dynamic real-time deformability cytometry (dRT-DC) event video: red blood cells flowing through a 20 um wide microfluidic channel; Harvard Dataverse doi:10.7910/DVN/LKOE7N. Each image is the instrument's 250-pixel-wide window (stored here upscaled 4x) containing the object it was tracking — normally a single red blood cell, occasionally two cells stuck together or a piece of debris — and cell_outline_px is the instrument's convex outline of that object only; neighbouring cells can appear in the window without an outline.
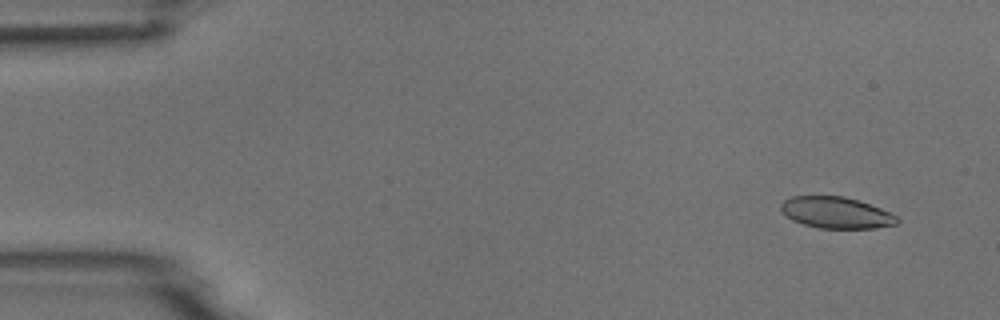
{"species": "common noctule bat (a hibernating species)", "species_latin": "Nyctalus noctula", "temperature_condition": "room temperature", "stored_images_in_passage": 4, "camera_frame_rate_fps": 3000, "um_per_image_px": 0.085, "animal": {"sex": "male", "body_mass_g": 18.8}, "frame": {"image": 1, "passage_image": 1, "time_ms": 0.0, "image_size_px": [1000, 320], "cell_outline_px": [[900, 220], [896, 224], [876, 228], [820, 228], [804, 224], [792, 220], [780, 208], [780, 204], [784, 200], [792, 196], [844, 196], [880, 208], [896, 216]], "centroid_in_image_um": [71.06, 18.07], "position_along_channel_um": 13.9, "area_um2": 20.98}}
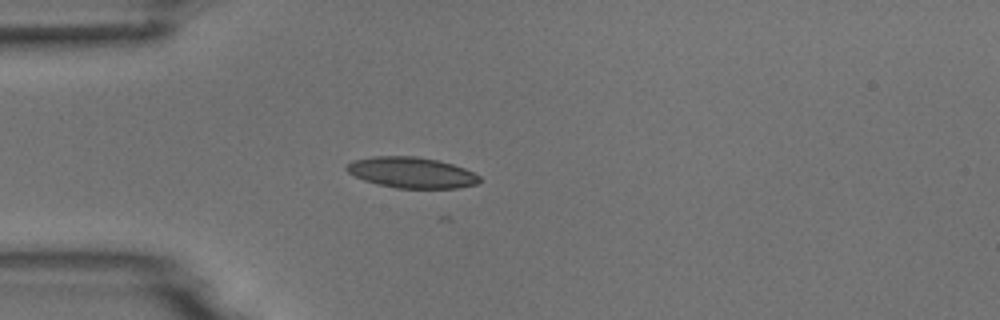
{"frame": {"image": 2, "passage_image": 4, "time_ms": 3.667, "image_size_px": [1000, 320], "cell_outline_px": [[480, 180], [476, 184], [456, 188], [396, 188], [376, 184], [364, 180], [348, 172], [344, 168], [352, 160], [372, 156], [416, 156], [436, 160], [452, 164], [464, 168], [480, 176]], "centroid_in_image_um": [34.95, 14.66], "position_along_channel_um": 50.0, "area_um2": 23.81}}